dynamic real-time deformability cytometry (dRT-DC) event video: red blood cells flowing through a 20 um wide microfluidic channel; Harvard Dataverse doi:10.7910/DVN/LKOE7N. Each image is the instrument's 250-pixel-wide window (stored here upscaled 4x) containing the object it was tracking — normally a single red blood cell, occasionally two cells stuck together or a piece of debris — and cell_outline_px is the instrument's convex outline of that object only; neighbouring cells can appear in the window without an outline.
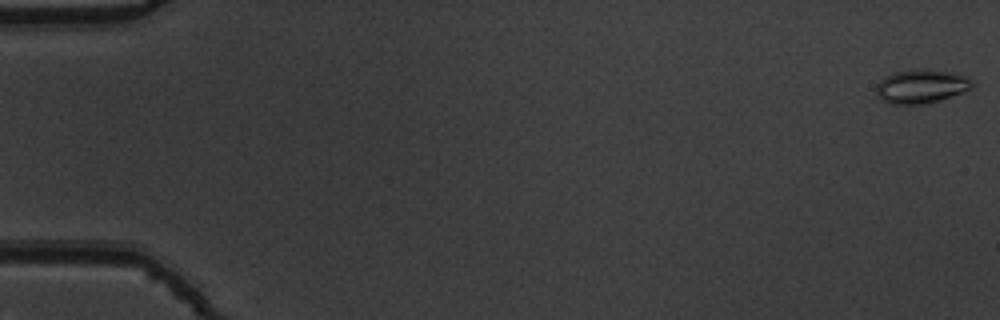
{"species": "common noctule bat (a hibernating species)", "species_latin": "Nyctalus noctula", "temperature_condition": "warm", "stored_images_in_passage": 29, "camera_frame_rate_fps": 3000, "um_per_image_px": 0.085, "animal": {"sex": "male", "body_mass_g": 19.5, "forearm_length_mm": 54.6}, "frame": {"image": 1, "passage_image": 1, "time_ms": 0.0, "image_size_px": [1000, 320], "cell_outline_px": [[972, 88], [952, 96], [924, 104], [888, 104], [876, 92], [876, 84], [884, 76], [892, 72], [916, 68], [928, 68], [948, 72], [964, 76], [972, 84]], "centroid_in_image_um": [78.24, 7.32], "position_along_channel_um": 6.8, "area_um2": 18.84}}
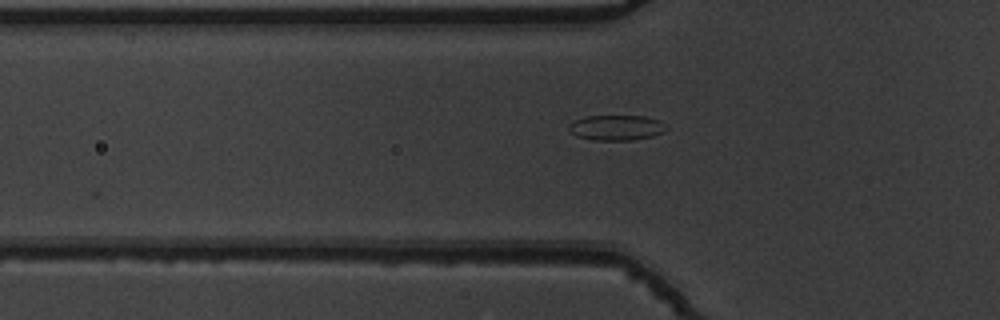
{"frame": {"image": 2, "passage_image": 19, "time_ms": 6.0, "image_size_px": [1000, 320], "cell_outline_px": [[668, 128], [664, 132], [652, 136], [632, 140], [596, 140], [576, 136], [568, 128], [568, 124], [576, 120], [588, 116], [644, 116], [660, 120]], "centroid_in_image_um": [52.42, 10.85], "position_along_channel_um": 73.4, "area_um2": 14.28}}
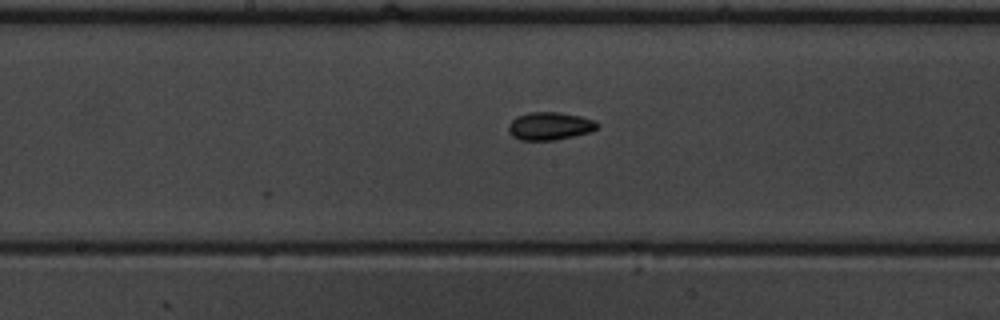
{"frame": {"image": 3, "passage_image": 29, "time_ms": 9.333, "image_size_px": [1000, 320], "cell_outline_px": [[600, 128], [592, 132], [556, 140], [520, 140], [512, 136], [508, 128], [508, 124], [516, 116], [528, 112], [560, 112], [580, 116], [596, 120], [600, 124]], "centroid_in_image_um": [46.78, 10.71], "position_along_channel_um": 201.4, "area_um2": 14.74}}